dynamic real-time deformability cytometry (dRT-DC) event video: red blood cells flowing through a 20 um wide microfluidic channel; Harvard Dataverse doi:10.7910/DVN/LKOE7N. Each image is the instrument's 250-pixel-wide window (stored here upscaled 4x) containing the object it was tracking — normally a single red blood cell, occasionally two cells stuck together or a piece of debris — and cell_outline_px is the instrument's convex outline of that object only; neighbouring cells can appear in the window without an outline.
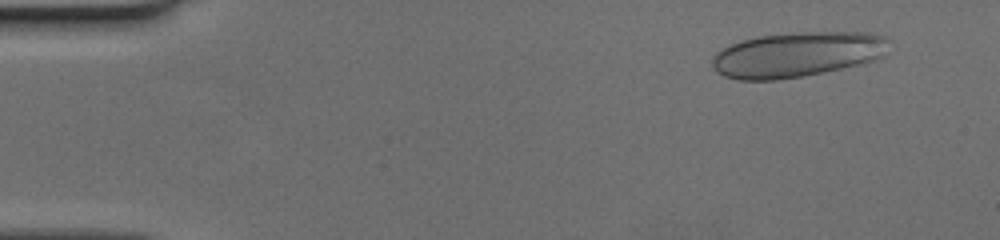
{"species": "human", "species_latin": "Homo sapiens", "temperature_condition": "cold", "stored_images_in_passage": 49, "camera_frame_rate_fps": 3000, "um_per_image_px": 0.085, "donor": {"sex": "female"}, "frame": {"image": 1, "passage_image": 4, "time_ms": 1.0, "image_size_px": [1000, 240], "cell_outline_px": [[888, 40], [884, 56], [872, 60], [824, 72], [804, 76], [776, 80], [740, 80], [724, 76], [712, 64], [712, 56], [716, 52], [740, 40], [760, 36], [800, 32], [872, 32], [888, 36]], "centroid_in_image_um": [67.77, 4.62], "position_along_channel_um": 17.2, "area_um2": 46.24}}
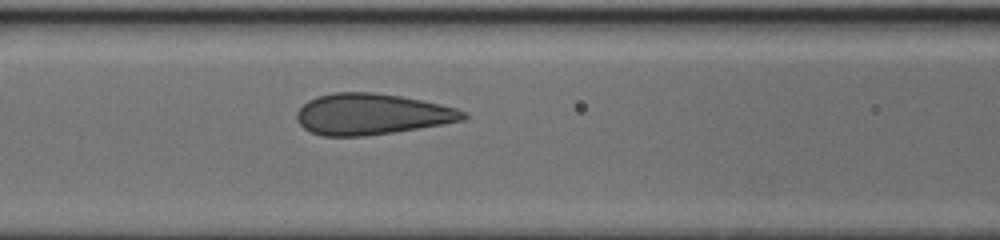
{"frame": {"image": 2, "passage_image": 21, "time_ms": 6.667, "image_size_px": [1000, 240], "cell_outline_px": [[468, 116], [464, 120], [392, 132], [364, 136], [320, 136], [304, 128], [296, 120], [296, 112], [308, 100], [316, 96], [336, 92], [372, 92], [400, 96], [440, 104], [456, 108], [464, 112]], "centroid_in_image_um": [31.54, 9.7], "position_along_channel_um": 135.1, "area_um2": 39.54}}
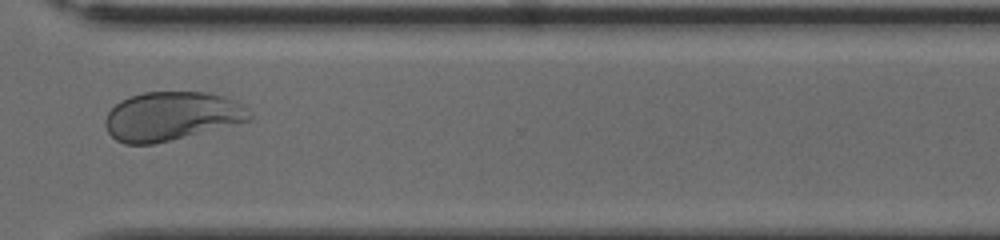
{"frame": {"image": 3, "passage_image": 37, "time_ms": 12.0, "image_size_px": [1000, 240], "cell_outline_px": [[252, 120], [152, 144], [124, 144], [116, 140], [108, 132], [104, 124], [104, 120], [108, 112], [120, 100], [128, 96], [144, 92], [208, 92], [224, 96], [240, 104], [252, 112]], "centroid_in_image_um": [14.55, 9.86], "position_along_channel_um": 356.1, "area_um2": 40.86}}